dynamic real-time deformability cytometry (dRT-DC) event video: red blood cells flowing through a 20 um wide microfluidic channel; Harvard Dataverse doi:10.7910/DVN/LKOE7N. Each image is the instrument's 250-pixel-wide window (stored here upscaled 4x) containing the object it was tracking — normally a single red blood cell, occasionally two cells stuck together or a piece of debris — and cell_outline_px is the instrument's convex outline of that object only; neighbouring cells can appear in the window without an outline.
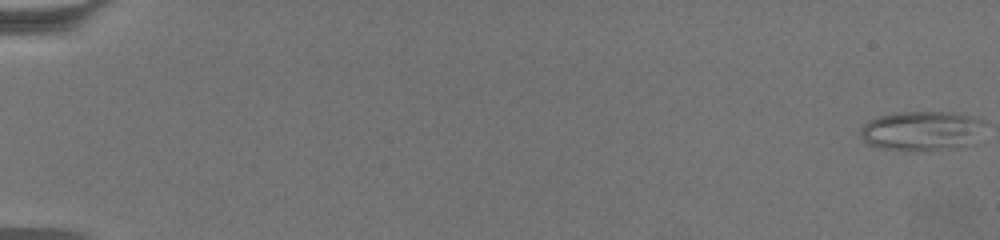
{"species": "common noctule bat (a hibernating species)", "species_latin": "Nyctalus noctula", "temperature_condition": "warm", "stored_images_in_passage": 65, "camera_frame_rate_fps": 3000, "um_per_image_px": 0.085, "animal": {"sex": "female", "body_mass_g": 19.5, "forearm_length_mm": 54.1}, "frame": {"image": 1, "passage_image": 1, "time_ms": 0.0, "image_size_px": [1000, 240], "cell_outline_px": [[980, 120], [964, 144], [956, 148], [884, 148], [868, 144], [860, 136], [860, 132], [864, 124], [868, 120], [880, 116], [900, 112], [948, 112], [968, 116]], "centroid_in_image_um": [78.1, 11.07], "position_along_channel_um": 6.9, "area_um2": 26.18}}
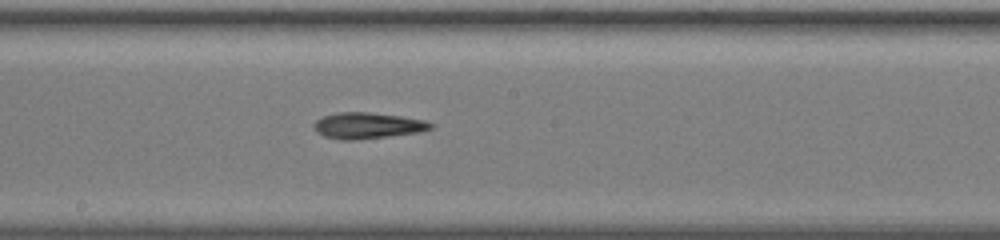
{"frame": {"image": 2, "passage_image": 38, "time_ms": 12.333, "image_size_px": [1000, 240], "cell_outline_px": [[436, 124], [432, 128], [416, 132], [388, 136], [352, 140], [340, 140], [324, 136], [316, 132], [316, 120], [324, 116], [336, 112], [368, 112], [400, 116], [424, 120]], "centroid_in_image_um": [31.25, 10.67], "position_along_channel_um": 217.0, "area_um2": 17.51}}
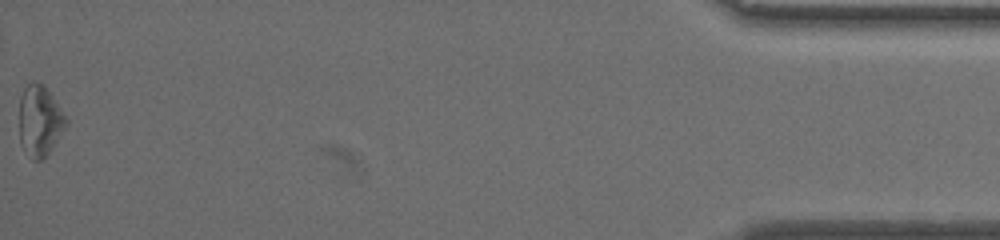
{"frame": {"image": 3, "passage_image": 65, "time_ms": 21.333, "image_size_px": [1000, 240], "cell_outline_px": [[68, 124], [52, 148], [40, 160], [32, 160], [20, 144], [20, 96], [24, 88], [32, 80], [44, 84], [68, 120]], "centroid_in_image_um": [3.38, 10.25], "position_along_channel_um": 431.8, "area_um2": 19.19}, "authors_computed_cell_mechanics": {"area_um2": 18.1492, "velocity_mm_per_s": 3.3683, "shape_relaxation_time_tau1_ms": null, "shape_relaxation_time_tau2_ms": 4.6453, "deformation_change_tau1": null, "deformation_change_tau2": 0.1571}}